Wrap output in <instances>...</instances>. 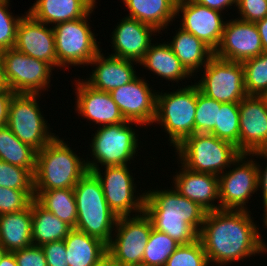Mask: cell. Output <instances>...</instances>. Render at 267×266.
Masks as SVG:
<instances>
[{"label": "cell", "instance_id": "1", "mask_svg": "<svg viewBox=\"0 0 267 266\" xmlns=\"http://www.w3.org/2000/svg\"><path fill=\"white\" fill-rule=\"evenodd\" d=\"M250 211L219 209L207 212L198 239L208 262L228 265L267 252ZM262 239V240H261Z\"/></svg>", "mask_w": 267, "mask_h": 266}, {"label": "cell", "instance_id": "2", "mask_svg": "<svg viewBox=\"0 0 267 266\" xmlns=\"http://www.w3.org/2000/svg\"><path fill=\"white\" fill-rule=\"evenodd\" d=\"M145 192L144 212L152 227L180 245L198 240L207 211L175 189Z\"/></svg>", "mask_w": 267, "mask_h": 266}, {"label": "cell", "instance_id": "3", "mask_svg": "<svg viewBox=\"0 0 267 266\" xmlns=\"http://www.w3.org/2000/svg\"><path fill=\"white\" fill-rule=\"evenodd\" d=\"M55 137L36 154L34 191L73 189L88 172L87 164L70 146Z\"/></svg>", "mask_w": 267, "mask_h": 266}, {"label": "cell", "instance_id": "4", "mask_svg": "<svg viewBox=\"0 0 267 266\" xmlns=\"http://www.w3.org/2000/svg\"><path fill=\"white\" fill-rule=\"evenodd\" d=\"M76 229L106 243L111 241L118 217L108 206L97 177L88 171L74 186Z\"/></svg>", "mask_w": 267, "mask_h": 266}, {"label": "cell", "instance_id": "5", "mask_svg": "<svg viewBox=\"0 0 267 266\" xmlns=\"http://www.w3.org/2000/svg\"><path fill=\"white\" fill-rule=\"evenodd\" d=\"M175 149L187 169L217 176L241 154L232 143L204 133L186 137Z\"/></svg>", "mask_w": 267, "mask_h": 266}, {"label": "cell", "instance_id": "6", "mask_svg": "<svg viewBox=\"0 0 267 266\" xmlns=\"http://www.w3.org/2000/svg\"><path fill=\"white\" fill-rule=\"evenodd\" d=\"M197 85L191 84L174 92H157L156 117L169 134L170 144L177 147L186 137L195 133Z\"/></svg>", "mask_w": 267, "mask_h": 266}, {"label": "cell", "instance_id": "7", "mask_svg": "<svg viewBox=\"0 0 267 266\" xmlns=\"http://www.w3.org/2000/svg\"><path fill=\"white\" fill-rule=\"evenodd\" d=\"M132 123L136 122L126 121L101 126L96 130L90 144L94 160L86 161L88 171L99 168L98 163L104 167L120 166L133 160L139 144L138 135L129 126Z\"/></svg>", "mask_w": 267, "mask_h": 266}, {"label": "cell", "instance_id": "8", "mask_svg": "<svg viewBox=\"0 0 267 266\" xmlns=\"http://www.w3.org/2000/svg\"><path fill=\"white\" fill-rule=\"evenodd\" d=\"M93 10L85 17L52 26L58 67L89 65L100 51L97 38L87 23Z\"/></svg>", "mask_w": 267, "mask_h": 266}, {"label": "cell", "instance_id": "9", "mask_svg": "<svg viewBox=\"0 0 267 266\" xmlns=\"http://www.w3.org/2000/svg\"><path fill=\"white\" fill-rule=\"evenodd\" d=\"M39 94H14L9 105L7 127L23 143L37 152L56 136L41 115L37 99Z\"/></svg>", "mask_w": 267, "mask_h": 266}, {"label": "cell", "instance_id": "10", "mask_svg": "<svg viewBox=\"0 0 267 266\" xmlns=\"http://www.w3.org/2000/svg\"><path fill=\"white\" fill-rule=\"evenodd\" d=\"M5 81L15 94H40L50 85L54 68L47 62L30 57L15 48L0 52Z\"/></svg>", "mask_w": 267, "mask_h": 266}, {"label": "cell", "instance_id": "11", "mask_svg": "<svg viewBox=\"0 0 267 266\" xmlns=\"http://www.w3.org/2000/svg\"><path fill=\"white\" fill-rule=\"evenodd\" d=\"M203 68L204 74L196 85L207 97L222 103H240L247 96L241 62L213 56Z\"/></svg>", "mask_w": 267, "mask_h": 266}, {"label": "cell", "instance_id": "12", "mask_svg": "<svg viewBox=\"0 0 267 266\" xmlns=\"http://www.w3.org/2000/svg\"><path fill=\"white\" fill-rule=\"evenodd\" d=\"M142 214V215H141ZM152 223L143 211L140 215L118 217L115 238L107 245V253L121 266L142 264L143 253L152 230Z\"/></svg>", "mask_w": 267, "mask_h": 266}, {"label": "cell", "instance_id": "13", "mask_svg": "<svg viewBox=\"0 0 267 266\" xmlns=\"http://www.w3.org/2000/svg\"><path fill=\"white\" fill-rule=\"evenodd\" d=\"M104 168L105 174L101 173L100 168L90 172L100 181L104 197L110 209L117 217L130 216L131 212L142 213L144 211L146 193H142L137 197L134 196L136 195L134 194L136 186L128 165L107 166Z\"/></svg>", "mask_w": 267, "mask_h": 266}, {"label": "cell", "instance_id": "14", "mask_svg": "<svg viewBox=\"0 0 267 266\" xmlns=\"http://www.w3.org/2000/svg\"><path fill=\"white\" fill-rule=\"evenodd\" d=\"M248 156L241 153L232 162L235 168L218 176L220 209L248 210L246 203L258 190L257 162L248 160Z\"/></svg>", "mask_w": 267, "mask_h": 266}, {"label": "cell", "instance_id": "15", "mask_svg": "<svg viewBox=\"0 0 267 266\" xmlns=\"http://www.w3.org/2000/svg\"><path fill=\"white\" fill-rule=\"evenodd\" d=\"M110 94L125 120L145 127L154 123L157 92L143 78L137 76L131 82L113 89Z\"/></svg>", "mask_w": 267, "mask_h": 266}, {"label": "cell", "instance_id": "16", "mask_svg": "<svg viewBox=\"0 0 267 266\" xmlns=\"http://www.w3.org/2000/svg\"><path fill=\"white\" fill-rule=\"evenodd\" d=\"M263 46L255 23L240 19L226 21L214 56L227 61L243 62L263 53Z\"/></svg>", "mask_w": 267, "mask_h": 266}, {"label": "cell", "instance_id": "17", "mask_svg": "<svg viewBox=\"0 0 267 266\" xmlns=\"http://www.w3.org/2000/svg\"><path fill=\"white\" fill-rule=\"evenodd\" d=\"M240 153L267 149V96L247 95L239 103Z\"/></svg>", "mask_w": 267, "mask_h": 266}, {"label": "cell", "instance_id": "18", "mask_svg": "<svg viewBox=\"0 0 267 266\" xmlns=\"http://www.w3.org/2000/svg\"><path fill=\"white\" fill-rule=\"evenodd\" d=\"M182 13L181 28L202 40L213 51L219 46L224 22L221 11L200 5L192 0H178L176 15Z\"/></svg>", "mask_w": 267, "mask_h": 266}, {"label": "cell", "instance_id": "19", "mask_svg": "<svg viewBox=\"0 0 267 266\" xmlns=\"http://www.w3.org/2000/svg\"><path fill=\"white\" fill-rule=\"evenodd\" d=\"M35 20L28 12L22 16L17 27L14 48L35 59L58 66L53 28Z\"/></svg>", "mask_w": 267, "mask_h": 266}, {"label": "cell", "instance_id": "20", "mask_svg": "<svg viewBox=\"0 0 267 266\" xmlns=\"http://www.w3.org/2000/svg\"><path fill=\"white\" fill-rule=\"evenodd\" d=\"M113 30L111 55L140 63L157 31L137 19L126 16ZM154 32V33H153Z\"/></svg>", "mask_w": 267, "mask_h": 266}, {"label": "cell", "instance_id": "21", "mask_svg": "<svg viewBox=\"0 0 267 266\" xmlns=\"http://www.w3.org/2000/svg\"><path fill=\"white\" fill-rule=\"evenodd\" d=\"M78 79L76 86L77 112L101 126L126 122L110 92L100 91Z\"/></svg>", "mask_w": 267, "mask_h": 266}, {"label": "cell", "instance_id": "22", "mask_svg": "<svg viewBox=\"0 0 267 266\" xmlns=\"http://www.w3.org/2000/svg\"><path fill=\"white\" fill-rule=\"evenodd\" d=\"M182 171L173 177L174 188L182 196L199 204L207 212L220 209L213 204L219 199L218 176L211 173L194 172L183 165ZM213 201V202H212Z\"/></svg>", "mask_w": 267, "mask_h": 266}, {"label": "cell", "instance_id": "23", "mask_svg": "<svg viewBox=\"0 0 267 266\" xmlns=\"http://www.w3.org/2000/svg\"><path fill=\"white\" fill-rule=\"evenodd\" d=\"M134 63L137 64V62L113 55L105 57L99 51L89 62L90 65L95 64L94 66L97 67L92 70L90 78H86L84 81L94 89L111 92L113 89L129 83L137 77L136 71H134Z\"/></svg>", "mask_w": 267, "mask_h": 266}, {"label": "cell", "instance_id": "24", "mask_svg": "<svg viewBox=\"0 0 267 266\" xmlns=\"http://www.w3.org/2000/svg\"><path fill=\"white\" fill-rule=\"evenodd\" d=\"M95 5L96 0H37L27 12L39 22L57 25L85 17Z\"/></svg>", "mask_w": 267, "mask_h": 266}, {"label": "cell", "instance_id": "25", "mask_svg": "<svg viewBox=\"0 0 267 266\" xmlns=\"http://www.w3.org/2000/svg\"><path fill=\"white\" fill-rule=\"evenodd\" d=\"M31 233V204L21 211L0 215V244L7 252L33 245Z\"/></svg>", "mask_w": 267, "mask_h": 266}, {"label": "cell", "instance_id": "26", "mask_svg": "<svg viewBox=\"0 0 267 266\" xmlns=\"http://www.w3.org/2000/svg\"><path fill=\"white\" fill-rule=\"evenodd\" d=\"M64 241L69 266H94L107 253L106 243L76 228Z\"/></svg>", "mask_w": 267, "mask_h": 266}, {"label": "cell", "instance_id": "27", "mask_svg": "<svg viewBox=\"0 0 267 266\" xmlns=\"http://www.w3.org/2000/svg\"><path fill=\"white\" fill-rule=\"evenodd\" d=\"M128 17L153 27L159 33L176 18L178 0H123Z\"/></svg>", "mask_w": 267, "mask_h": 266}, {"label": "cell", "instance_id": "28", "mask_svg": "<svg viewBox=\"0 0 267 266\" xmlns=\"http://www.w3.org/2000/svg\"><path fill=\"white\" fill-rule=\"evenodd\" d=\"M169 46L185 69L192 75L204 67L214 56V51L193 34L179 28Z\"/></svg>", "mask_w": 267, "mask_h": 266}, {"label": "cell", "instance_id": "29", "mask_svg": "<svg viewBox=\"0 0 267 266\" xmlns=\"http://www.w3.org/2000/svg\"><path fill=\"white\" fill-rule=\"evenodd\" d=\"M142 64L145 69L151 70L154 74L165 78L169 81L178 82L185 78H189L191 75L176 57L168 42L150 44L149 49L145 52L144 58L139 63Z\"/></svg>", "mask_w": 267, "mask_h": 266}, {"label": "cell", "instance_id": "30", "mask_svg": "<svg viewBox=\"0 0 267 266\" xmlns=\"http://www.w3.org/2000/svg\"><path fill=\"white\" fill-rule=\"evenodd\" d=\"M31 214L33 245L42 246L48 242L64 240L72 229L35 199L31 202Z\"/></svg>", "mask_w": 267, "mask_h": 266}, {"label": "cell", "instance_id": "31", "mask_svg": "<svg viewBox=\"0 0 267 266\" xmlns=\"http://www.w3.org/2000/svg\"><path fill=\"white\" fill-rule=\"evenodd\" d=\"M35 200L47 211L75 228L77 224V206L73 189H52L34 191Z\"/></svg>", "mask_w": 267, "mask_h": 266}, {"label": "cell", "instance_id": "32", "mask_svg": "<svg viewBox=\"0 0 267 266\" xmlns=\"http://www.w3.org/2000/svg\"><path fill=\"white\" fill-rule=\"evenodd\" d=\"M37 151L20 141L7 127L0 128V160L28 169L33 175Z\"/></svg>", "mask_w": 267, "mask_h": 266}, {"label": "cell", "instance_id": "33", "mask_svg": "<svg viewBox=\"0 0 267 266\" xmlns=\"http://www.w3.org/2000/svg\"><path fill=\"white\" fill-rule=\"evenodd\" d=\"M232 143L240 152L239 103H222L218 125L209 133Z\"/></svg>", "mask_w": 267, "mask_h": 266}, {"label": "cell", "instance_id": "34", "mask_svg": "<svg viewBox=\"0 0 267 266\" xmlns=\"http://www.w3.org/2000/svg\"><path fill=\"white\" fill-rule=\"evenodd\" d=\"M179 245L178 242L166 233L152 228L143 253L142 264L148 266H165L166 261Z\"/></svg>", "mask_w": 267, "mask_h": 266}, {"label": "cell", "instance_id": "35", "mask_svg": "<svg viewBox=\"0 0 267 266\" xmlns=\"http://www.w3.org/2000/svg\"><path fill=\"white\" fill-rule=\"evenodd\" d=\"M241 63L247 95L267 96V52Z\"/></svg>", "mask_w": 267, "mask_h": 266}, {"label": "cell", "instance_id": "36", "mask_svg": "<svg viewBox=\"0 0 267 266\" xmlns=\"http://www.w3.org/2000/svg\"><path fill=\"white\" fill-rule=\"evenodd\" d=\"M221 102L207 97L197 87L195 133L209 134L218 125Z\"/></svg>", "mask_w": 267, "mask_h": 266}, {"label": "cell", "instance_id": "37", "mask_svg": "<svg viewBox=\"0 0 267 266\" xmlns=\"http://www.w3.org/2000/svg\"><path fill=\"white\" fill-rule=\"evenodd\" d=\"M165 266H209L207 255L200 240L179 245L166 261Z\"/></svg>", "mask_w": 267, "mask_h": 266}, {"label": "cell", "instance_id": "38", "mask_svg": "<svg viewBox=\"0 0 267 266\" xmlns=\"http://www.w3.org/2000/svg\"><path fill=\"white\" fill-rule=\"evenodd\" d=\"M0 187L15 190H34V176L26 168L0 160Z\"/></svg>", "mask_w": 267, "mask_h": 266}, {"label": "cell", "instance_id": "39", "mask_svg": "<svg viewBox=\"0 0 267 266\" xmlns=\"http://www.w3.org/2000/svg\"><path fill=\"white\" fill-rule=\"evenodd\" d=\"M34 199V190H15L0 187V215L26 209Z\"/></svg>", "mask_w": 267, "mask_h": 266}, {"label": "cell", "instance_id": "40", "mask_svg": "<svg viewBox=\"0 0 267 266\" xmlns=\"http://www.w3.org/2000/svg\"><path fill=\"white\" fill-rule=\"evenodd\" d=\"M10 1H0V52L14 48L17 27L22 17H14L8 10Z\"/></svg>", "mask_w": 267, "mask_h": 266}, {"label": "cell", "instance_id": "41", "mask_svg": "<svg viewBox=\"0 0 267 266\" xmlns=\"http://www.w3.org/2000/svg\"><path fill=\"white\" fill-rule=\"evenodd\" d=\"M239 19L256 23L267 17V0H237Z\"/></svg>", "mask_w": 267, "mask_h": 266}, {"label": "cell", "instance_id": "42", "mask_svg": "<svg viewBox=\"0 0 267 266\" xmlns=\"http://www.w3.org/2000/svg\"><path fill=\"white\" fill-rule=\"evenodd\" d=\"M17 266H47V261L41 246L31 245L27 248L13 251Z\"/></svg>", "mask_w": 267, "mask_h": 266}, {"label": "cell", "instance_id": "43", "mask_svg": "<svg viewBox=\"0 0 267 266\" xmlns=\"http://www.w3.org/2000/svg\"><path fill=\"white\" fill-rule=\"evenodd\" d=\"M47 266H69L66 259L65 241L48 242L41 246Z\"/></svg>", "mask_w": 267, "mask_h": 266}, {"label": "cell", "instance_id": "44", "mask_svg": "<svg viewBox=\"0 0 267 266\" xmlns=\"http://www.w3.org/2000/svg\"><path fill=\"white\" fill-rule=\"evenodd\" d=\"M250 155L252 156H260V158H263L264 159L266 158L267 159V149H263V150H257L255 152H252L250 153ZM267 164V163H266ZM262 168L260 165L257 164V178H258V190L259 188H261V192L263 193L262 197H263V208H264V212L265 214L263 215L264 216V223L263 225L266 226L267 228V165H266V168L265 170L261 172Z\"/></svg>", "mask_w": 267, "mask_h": 266}, {"label": "cell", "instance_id": "45", "mask_svg": "<svg viewBox=\"0 0 267 266\" xmlns=\"http://www.w3.org/2000/svg\"><path fill=\"white\" fill-rule=\"evenodd\" d=\"M14 94L9 88L0 91V128L7 126L9 105Z\"/></svg>", "mask_w": 267, "mask_h": 266}, {"label": "cell", "instance_id": "46", "mask_svg": "<svg viewBox=\"0 0 267 266\" xmlns=\"http://www.w3.org/2000/svg\"><path fill=\"white\" fill-rule=\"evenodd\" d=\"M200 5L206 6L211 9L223 11L226 7L237 5V0H192Z\"/></svg>", "mask_w": 267, "mask_h": 266}, {"label": "cell", "instance_id": "47", "mask_svg": "<svg viewBox=\"0 0 267 266\" xmlns=\"http://www.w3.org/2000/svg\"><path fill=\"white\" fill-rule=\"evenodd\" d=\"M255 24L258 28L259 35L261 37L263 51L267 52V17L260 21H257Z\"/></svg>", "mask_w": 267, "mask_h": 266}, {"label": "cell", "instance_id": "48", "mask_svg": "<svg viewBox=\"0 0 267 266\" xmlns=\"http://www.w3.org/2000/svg\"><path fill=\"white\" fill-rule=\"evenodd\" d=\"M0 266H17L13 252H6L0 260Z\"/></svg>", "mask_w": 267, "mask_h": 266}, {"label": "cell", "instance_id": "49", "mask_svg": "<svg viewBox=\"0 0 267 266\" xmlns=\"http://www.w3.org/2000/svg\"><path fill=\"white\" fill-rule=\"evenodd\" d=\"M94 266H121L108 253H106Z\"/></svg>", "mask_w": 267, "mask_h": 266}, {"label": "cell", "instance_id": "50", "mask_svg": "<svg viewBox=\"0 0 267 266\" xmlns=\"http://www.w3.org/2000/svg\"><path fill=\"white\" fill-rule=\"evenodd\" d=\"M8 89L7 83L5 81L2 60L0 57V91Z\"/></svg>", "mask_w": 267, "mask_h": 266}, {"label": "cell", "instance_id": "51", "mask_svg": "<svg viewBox=\"0 0 267 266\" xmlns=\"http://www.w3.org/2000/svg\"><path fill=\"white\" fill-rule=\"evenodd\" d=\"M6 252L5 248L0 244V260Z\"/></svg>", "mask_w": 267, "mask_h": 266}, {"label": "cell", "instance_id": "52", "mask_svg": "<svg viewBox=\"0 0 267 266\" xmlns=\"http://www.w3.org/2000/svg\"><path fill=\"white\" fill-rule=\"evenodd\" d=\"M129 266H148V265H145V264H136V265H129Z\"/></svg>", "mask_w": 267, "mask_h": 266}]
</instances>
